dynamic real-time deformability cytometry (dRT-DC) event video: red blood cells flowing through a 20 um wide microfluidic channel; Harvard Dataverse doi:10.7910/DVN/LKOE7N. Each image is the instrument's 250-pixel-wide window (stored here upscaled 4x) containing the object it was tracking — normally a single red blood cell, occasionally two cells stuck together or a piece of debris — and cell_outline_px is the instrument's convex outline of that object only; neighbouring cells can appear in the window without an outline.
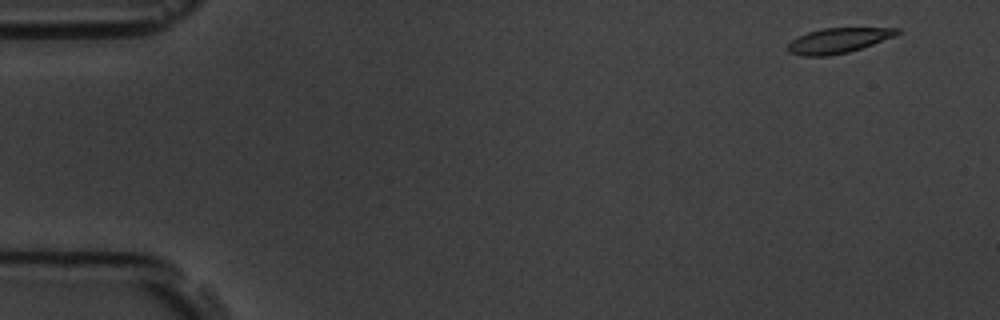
{"species": "common noctule bat (a hibernating species)", "species_latin": "Nyctalus noctula", "temperature_condition": "room temperature", "stored_images_in_passage": 5, "camera_frame_rate_fps": 3000, "um_per_image_px": 0.085, "animal": {"sex": "male", "body_mass_g": 19.5, "forearm_length_mm": 54.6}, "frame": {"image": 1, "passage_image": 1, "time_ms": 0.0, "image_size_px": [1000, 320], "cell_outline_px": [[900, 32], [892, 36], [872, 44], [848, 52], [828, 56], [804, 56], [788, 52], [788, 44], [792, 40], [808, 32], [824, 28], [900, 28]], "centroid_in_image_um": [71.21, 3.45], "position_along_channel_um": 13.8, "area_um2": 15.61}}
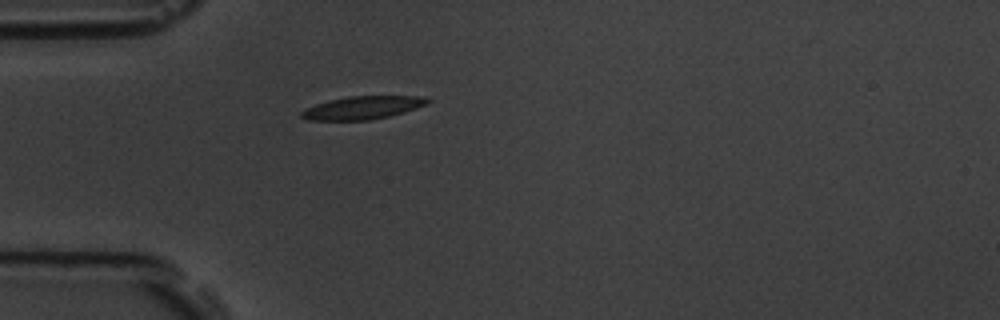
{"frame": {"image": 2, "passage_image": 5, "time_ms": 4.333, "image_size_px": [1000, 320], "cell_outline_px": [[432, 100], [428, 104], [404, 112], [388, 116], [368, 120], [308, 120], [300, 116], [300, 112], [304, 108], [328, 100], [348, 96], [420, 96]], "centroid_in_image_um": [30.8, 9.15], "position_along_channel_um": 54.2, "area_um2": 16.94}}